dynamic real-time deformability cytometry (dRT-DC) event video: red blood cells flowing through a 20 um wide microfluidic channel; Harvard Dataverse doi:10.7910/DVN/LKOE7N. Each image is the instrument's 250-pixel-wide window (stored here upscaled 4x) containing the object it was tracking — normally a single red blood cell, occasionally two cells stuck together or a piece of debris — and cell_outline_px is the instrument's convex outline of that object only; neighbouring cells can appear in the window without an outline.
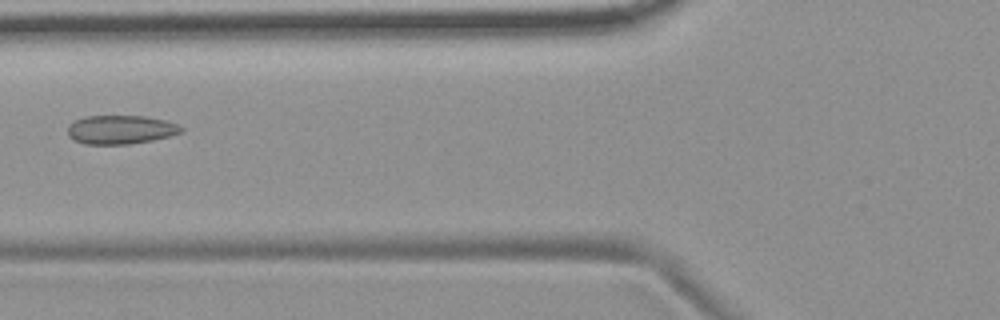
{"species": "common noctule bat (a hibernating species)", "species_latin": "Nyctalus noctula", "temperature_condition": "room temperature", "stored_images_in_passage": 7, "camera_frame_rate_fps": 3000, "um_per_image_px": 0.085, "animal": {"sex": "female", "body_mass_g": 19.9}, "frame": {"image": 1, "passage_image": 7, "time_ms": 7.0, "image_size_px": [1000, 320], "cell_outline_px": [[184, 132], [152, 140], [128, 144], [84, 144], [72, 140], [68, 136], [68, 124], [84, 116], [144, 116], [164, 120], [180, 124], [184, 128]], "centroid_in_image_um": [10.25, 11.02], "position_along_channel_um": 115.6, "area_um2": 19.19}}